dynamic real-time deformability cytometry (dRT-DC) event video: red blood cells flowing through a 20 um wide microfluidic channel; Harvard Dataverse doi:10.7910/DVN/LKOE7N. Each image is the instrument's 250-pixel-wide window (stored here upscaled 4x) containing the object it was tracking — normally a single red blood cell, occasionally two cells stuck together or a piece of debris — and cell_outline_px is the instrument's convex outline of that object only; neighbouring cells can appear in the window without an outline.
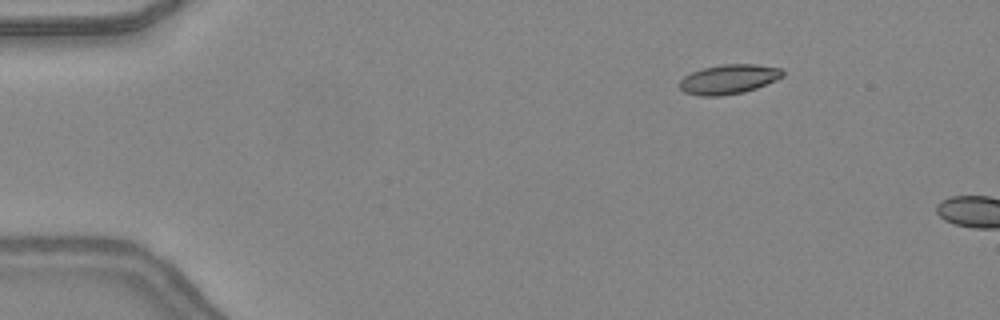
{"species": "common noctule bat (a hibernating species)", "species_latin": "Nyctalus noctula", "temperature_condition": "warm", "stored_images_in_passage": 11, "camera_frame_rate_fps": 3000, "um_per_image_px": 0.085, "animal": {"sex": "female", "body_mass_g": 24.6, "forearm_length_mm": 56.2}, "frame": {"image": 1, "passage_image": 8, "time_ms": 2.333, "image_size_px": [1000, 320], "cell_outline_px": [[784, 76], [776, 80], [756, 88], [744, 92], [720, 96], [700, 96], [684, 92], [680, 88], [680, 80], [684, 76], [692, 72], [704, 68], [724, 64], [756, 64], [780, 68], [784, 72]], "centroid_in_image_um": [61.95, 6.74], "position_along_channel_um": 23.0, "area_um2": 17.69}}